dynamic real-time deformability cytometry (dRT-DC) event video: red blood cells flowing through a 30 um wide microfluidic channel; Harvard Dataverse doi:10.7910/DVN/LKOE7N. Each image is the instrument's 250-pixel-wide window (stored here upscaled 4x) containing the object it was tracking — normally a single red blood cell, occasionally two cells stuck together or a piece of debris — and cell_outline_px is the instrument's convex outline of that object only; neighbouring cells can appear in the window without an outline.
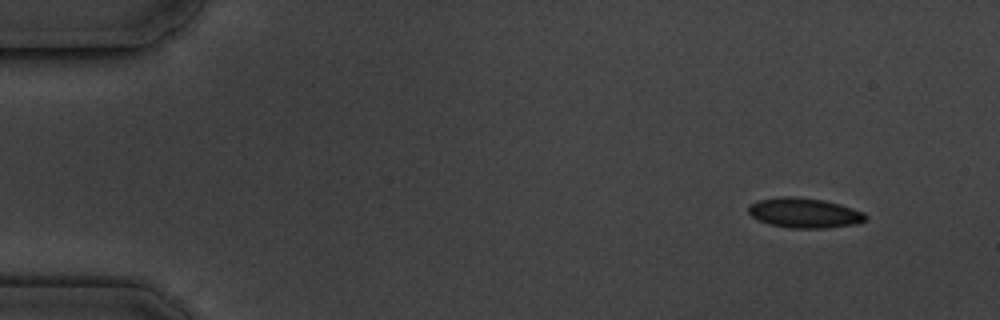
{"species": "common noctule bat (a hibernating species)", "species_latin": "Nyctalus noctula", "temperature_condition": "cold", "stored_images_in_passage": 6, "camera_frame_rate_fps": 3000, "um_per_image_px": 0.085, "animal": {"sex": "male", "body_mass_g": 19.5, "forearm_length_mm": 54.6}, "frame": {"image": 1, "passage_image": 1, "time_ms": 0.0, "image_size_px": [1000, 320], "cell_outline_px": [[868, 216], [864, 220], [856, 224], [824, 228], [792, 228], [768, 224], [752, 216], [748, 212], [748, 204], [756, 200], [780, 196], [796, 196], [824, 200], [840, 204], [864, 212]], "centroid_in_image_um": [68.34, 18.08], "position_along_channel_um": 16.7, "area_um2": 20.58}}